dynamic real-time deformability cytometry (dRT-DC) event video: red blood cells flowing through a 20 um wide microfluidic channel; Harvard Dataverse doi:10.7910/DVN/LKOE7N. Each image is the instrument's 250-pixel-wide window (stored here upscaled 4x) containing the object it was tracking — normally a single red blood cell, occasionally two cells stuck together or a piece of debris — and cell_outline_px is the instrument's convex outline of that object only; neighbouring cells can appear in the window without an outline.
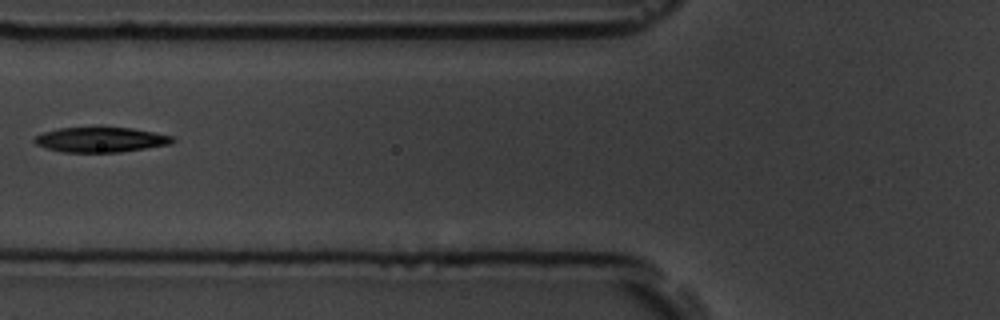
{"species": "common noctule bat (a hibernating species)", "species_latin": "Nyctalus noctula", "temperature_condition": "room temperature", "stored_images_in_passage": 8, "camera_frame_rate_fps": 3000, "um_per_image_px": 0.085, "animal": {"sex": "male", "body_mass_g": 19.5, "forearm_length_mm": 54.6}, "frame": {"image": 1, "passage_image": 7, "time_ms": 7.333, "image_size_px": [1000, 320], "cell_outline_px": [[176, 140], [168, 144], [120, 152], [64, 152], [48, 148], [36, 144], [32, 140], [36, 136], [44, 132], [60, 128], [96, 124], [100, 124], [132, 128], [172, 136]], "centroid_in_image_um": [8.52, 11.82], "position_along_channel_um": 117.3, "area_um2": 20.75}}
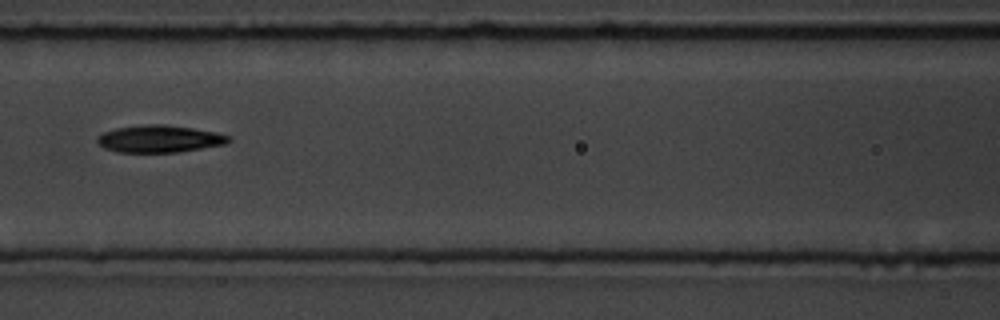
{"frame": {"image": 2, "passage_image": 8, "time_ms": 8.333, "image_size_px": [1000, 320], "cell_outline_px": [[232, 140], [228, 144], [180, 152], [116, 152], [104, 148], [96, 140], [96, 136], [104, 132], [116, 128], [144, 124], [164, 124], [192, 128], [216, 132], [232, 136]], "centroid_in_image_um": [13.6, 11.8], "position_along_channel_um": 153.0, "area_um2": 21.1}}